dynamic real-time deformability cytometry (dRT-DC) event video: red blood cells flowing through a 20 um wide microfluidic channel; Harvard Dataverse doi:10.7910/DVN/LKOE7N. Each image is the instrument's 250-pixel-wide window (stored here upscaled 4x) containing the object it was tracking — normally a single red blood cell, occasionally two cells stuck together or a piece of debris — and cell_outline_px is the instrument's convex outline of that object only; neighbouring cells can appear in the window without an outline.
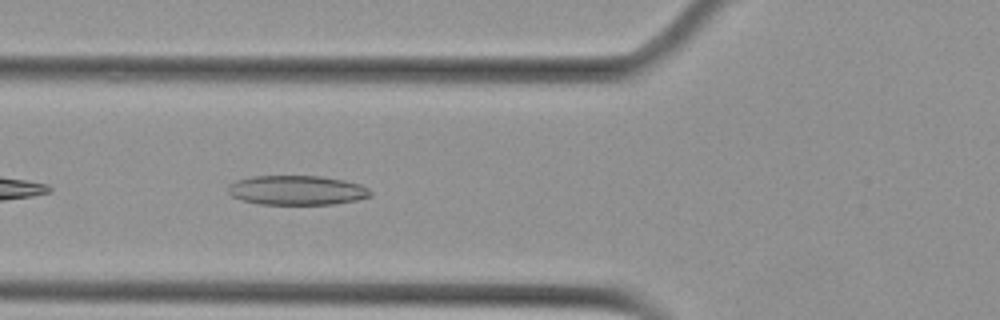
{"species": "Egyptian fruit bat (a non-hibernating species)", "species_latin": "Rousettus aegyptiacus", "temperature_condition": "cold", "stored_images_in_passage": 15, "camera_frame_rate_fps": 3000, "um_per_image_px": 0.085, "animal": {"sex": "female"}, "frame": {"image": 1, "passage_image": 5, "time_ms": 1.333, "image_size_px": [1000, 320], "cell_outline_px": [[372, 196], [356, 200], [336, 204], [260, 204], [240, 200], [232, 196], [228, 192], [228, 188], [236, 180], [252, 176], [320, 176], [344, 180], [360, 184], [368, 188], [372, 192]], "centroid_in_image_um": [25.26, 16.17], "position_along_channel_um": 100.5, "area_um2": 24.51}}
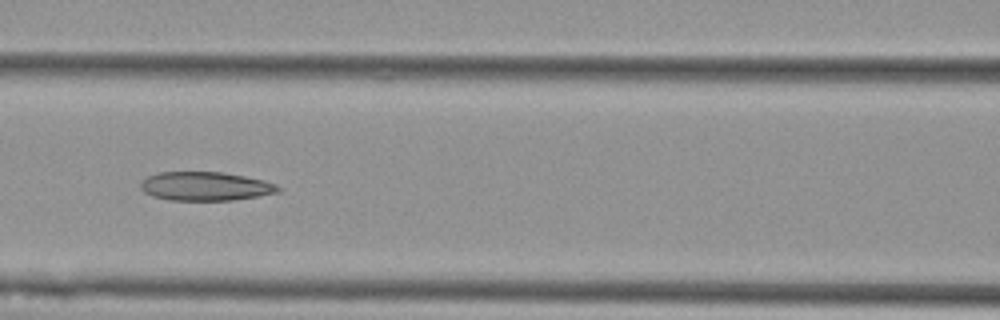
{"frame": {"image": 2, "passage_image": 9, "time_ms": 2.667, "image_size_px": [1000, 320], "cell_outline_px": [[284, 188], [280, 192], [232, 200], [172, 200], [152, 196], [144, 192], [140, 188], [140, 180], [148, 176], [160, 172], [224, 172], [264, 180], [276, 184]], "centroid_in_image_um": [17.47, 15.83], "position_along_channel_um": 149.1, "area_um2": 23.18}}